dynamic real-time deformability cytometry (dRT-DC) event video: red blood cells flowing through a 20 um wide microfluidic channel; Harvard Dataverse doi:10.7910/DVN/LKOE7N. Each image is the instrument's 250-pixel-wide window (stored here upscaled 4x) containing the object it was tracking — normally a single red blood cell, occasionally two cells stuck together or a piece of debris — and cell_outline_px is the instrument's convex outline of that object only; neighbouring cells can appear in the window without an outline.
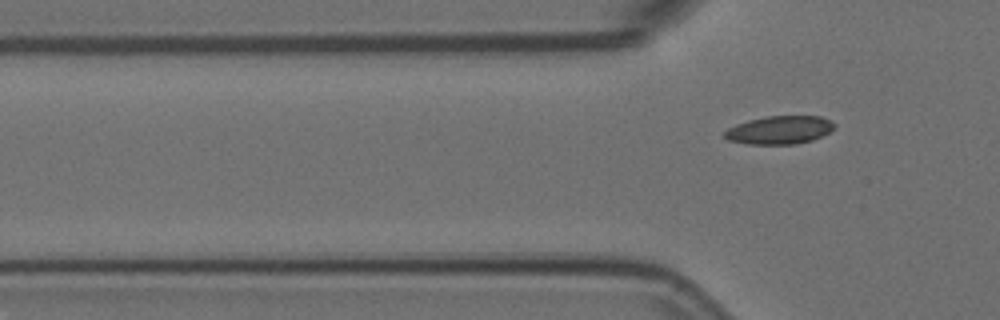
{"species": "Egyptian fruit bat (a non-hibernating species)", "species_latin": "Rousettus aegyptiacus", "temperature_condition": "room temperature", "stored_images_in_passage": 5, "segment_of_instrument_passage": [2, 2], "camera_frame_rate_fps": 3000, "um_per_image_px": 0.085, "animal": {"sex": "female"}, "frame": {"image": 1, "passage_image": 5, "time_ms": 1.333, "image_size_px": [1000, 320], "cell_outline_px": [[836, 128], [812, 140], [796, 144], [748, 144], [728, 140], [724, 136], [724, 132], [728, 128], [736, 124], [748, 120], [768, 116], [820, 116], [832, 120], [836, 124]], "centroid_in_image_um": [66.28, 11.04], "position_along_channel_um": 59.5, "area_um2": 18.09}}